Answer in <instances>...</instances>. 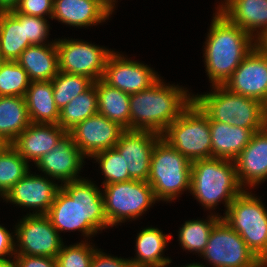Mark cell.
<instances>
[{
    "label": "cell",
    "mask_w": 267,
    "mask_h": 267,
    "mask_svg": "<svg viewBox=\"0 0 267 267\" xmlns=\"http://www.w3.org/2000/svg\"><path fill=\"white\" fill-rule=\"evenodd\" d=\"M94 246L86 240L69 246L64 244L56 257L58 267H90Z\"/></svg>",
    "instance_id": "36"
},
{
    "label": "cell",
    "mask_w": 267,
    "mask_h": 267,
    "mask_svg": "<svg viewBox=\"0 0 267 267\" xmlns=\"http://www.w3.org/2000/svg\"><path fill=\"white\" fill-rule=\"evenodd\" d=\"M85 157L74 144L73 137L66 133L54 148L43 155L35 164L37 169L60 185L82 179L79 172L84 166Z\"/></svg>",
    "instance_id": "18"
},
{
    "label": "cell",
    "mask_w": 267,
    "mask_h": 267,
    "mask_svg": "<svg viewBox=\"0 0 267 267\" xmlns=\"http://www.w3.org/2000/svg\"><path fill=\"white\" fill-rule=\"evenodd\" d=\"M5 60L2 58V55L0 53V65L4 62Z\"/></svg>",
    "instance_id": "48"
},
{
    "label": "cell",
    "mask_w": 267,
    "mask_h": 267,
    "mask_svg": "<svg viewBox=\"0 0 267 267\" xmlns=\"http://www.w3.org/2000/svg\"><path fill=\"white\" fill-rule=\"evenodd\" d=\"M162 135L148 130L125 129L115 148L128 164L132 180L147 181L153 148Z\"/></svg>",
    "instance_id": "17"
},
{
    "label": "cell",
    "mask_w": 267,
    "mask_h": 267,
    "mask_svg": "<svg viewBox=\"0 0 267 267\" xmlns=\"http://www.w3.org/2000/svg\"><path fill=\"white\" fill-rule=\"evenodd\" d=\"M104 212L110 227L136 220L156 203L147 181L129 180L103 185Z\"/></svg>",
    "instance_id": "9"
},
{
    "label": "cell",
    "mask_w": 267,
    "mask_h": 267,
    "mask_svg": "<svg viewBox=\"0 0 267 267\" xmlns=\"http://www.w3.org/2000/svg\"><path fill=\"white\" fill-rule=\"evenodd\" d=\"M172 235L163 234L154 227L142 229L136 236V256L130 258L132 267H167L171 258L164 257V250Z\"/></svg>",
    "instance_id": "24"
},
{
    "label": "cell",
    "mask_w": 267,
    "mask_h": 267,
    "mask_svg": "<svg viewBox=\"0 0 267 267\" xmlns=\"http://www.w3.org/2000/svg\"><path fill=\"white\" fill-rule=\"evenodd\" d=\"M56 107L61 110L70 101L89 89L94 81L83 75L59 72L52 80Z\"/></svg>",
    "instance_id": "33"
},
{
    "label": "cell",
    "mask_w": 267,
    "mask_h": 267,
    "mask_svg": "<svg viewBox=\"0 0 267 267\" xmlns=\"http://www.w3.org/2000/svg\"><path fill=\"white\" fill-rule=\"evenodd\" d=\"M8 143L0 137V153L7 147Z\"/></svg>",
    "instance_id": "44"
},
{
    "label": "cell",
    "mask_w": 267,
    "mask_h": 267,
    "mask_svg": "<svg viewBox=\"0 0 267 267\" xmlns=\"http://www.w3.org/2000/svg\"><path fill=\"white\" fill-rule=\"evenodd\" d=\"M92 158L100 164L104 176L102 186L132 180L127 169L128 164L116 148L99 152Z\"/></svg>",
    "instance_id": "35"
},
{
    "label": "cell",
    "mask_w": 267,
    "mask_h": 267,
    "mask_svg": "<svg viewBox=\"0 0 267 267\" xmlns=\"http://www.w3.org/2000/svg\"><path fill=\"white\" fill-rule=\"evenodd\" d=\"M105 1L115 10L114 6L117 0H105Z\"/></svg>",
    "instance_id": "46"
},
{
    "label": "cell",
    "mask_w": 267,
    "mask_h": 267,
    "mask_svg": "<svg viewBox=\"0 0 267 267\" xmlns=\"http://www.w3.org/2000/svg\"><path fill=\"white\" fill-rule=\"evenodd\" d=\"M190 181L191 162L161 137L153 148L147 180L156 200H176L180 193L190 192Z\"/></svg>",
    "instance_id": "6"
},
{
    "label": "cell",
    "mask_w": 267,
    "mask_h": 267,
    "mask_svg": "<svg viewBox=\"0 0 267 267\" xmlns=\"http://www.w3.org/2000/svg\"><path fill=\"white\" fill-rule=\"evenodd\" d=\"M113 12L105 0H54L52 19L86 28L105 22Z\"/></svg>",
    "instance_id": "20"
},
{
    "label": "cell",
    "mask_w": 267,
    "mask_h": 267,
    "mask_svg": "<svg viewBox=\"0 0 267 267\" xmlns=\"http://www.w3.org/2000/svg\"><path fill=\"white\" fill-rule=\"evenodd\" d=\"M96 92L98 113L130 130V95L102 79L96 81Z\"/></svg>",
    "instance_id": "28"
},
{
    "label": "cell",
    "mask_w": 267,
    "mask_h": 267,
    "mask_svg": "<svg viewBox=\"0 0 267 267\" xmlns=\"http://www.w3.org/2000/svg\"><path fill=\"white\" fill-rule=\"evenodd\" d=\"M46 215L58 233L78 230L84 239L110 227L101 189L85 178L62 184Z\"/></svg>",
    "instance_id": "1"
},
{
    "label": "cell",
    "mask_w": 267,
    "mask_h": 267,
    "mask_svg": "<svg viewBox=\"0 0 267 267\" xmlns=\"http://www.w3.org/2000/svg\"><path fill=\"white\" fill-rule=\"evenodd\" d=\"M256 47L267 55V29L255 39Z\"/></svg>",
    "instance_id": "43"
},
{
    "label": "cell",
    "mask_w": 267,
    "mask_h": 267,
    "mask_svg": "<svg viewBox=\"0 0 267 267\" xmlns=\"http://www.w3.org/2000/svg\"><path fill=\"white\" fill-rule=\"evenodd\" d=\"M15 254L56 258L64 242L46 214H27L14 230Z\"/></svg>",
    "instance_id": "12"
},
{
    "label": "cell",
    "mask_w": 267,
    "mask_h": 267,
    "mask_svg": "<svg viewBox=\"0 0 267 267\" xmlns=\"http://www.w3.org/2000/svg\"><path fill=\"white\" fill-rule=\"evenodd\" d=\"M223 86L267 107V55L255 46Z\"/></svg>",
    "instance_id": "14"
},
{
    "label": "cell",
    "mask_w": 267,
    "mask_h": 267,
    "mask_svg": "<svg viewBox=\"0 0 267 267\" xmlns=\"http://www.w3.org/2000/svg\"><path fill=\"white\" fill-rule=\"evenodd\" d=\"M47 18L25 15V39L31 45L47 44L50 25Z\"/></svg>",
    "instance_id": "37"
},
{
    "label": "cell",
    "mask_w": 267,
    "mask_h": 267,
    "mask_svg": "<svg viewBox=\"0 0 267 267\" xmlns=\"http://www.w3.org/2000/svg\"><path fill=\"white\" fill-rule=\"evenodd\" d=\"M247 190L235 197L222 218L267 267V209L260 198Z\"/></svg>",
    "instance_id": "7"
},
{
    "label": "cell",
    "mask_w": 267,
    "mask_h": 267,
    "mask_svg": "<svg viewBox=\"0 0 267 267\" xmlns=\"http://www.w3.org/2000/svg\"><path fill=\"white\" fill-rule=\"evenodd\" d=\"M31 46L25 39V15L0 12V53L5 61H16L21 53Z\"/></svg>",
    "instance_id": "27"
},
{
    "label": "cell",
    "mask_w": 267,
    "mask_h": 267,
    "mask_svg": "<svg viewBox=\"0 0 267 267\" xmlns=\"http://www.w3.org/2000/svg\"><path fill=\"white\" fill-rule=\"evenodd\" d=\"M201 256L213 267H266L223 218L211 230Z\"/></svg>",
    "instance_id": "10"
},
{
    "label": "cell",
    "mask_w": 267,
    "mask_h": 267,
    "mask_svg": "<svg viewBox=\"0 0 267 267\" xmlns=\"http://www.w3.org/2000/svg\"><path fill=\"white\" fill-rule=\"evenodd\" d=\"M59 70L83 75L94 82L102 79L107 59L113 50L78 39H56Z\"/></svg>",
    "instance_id": "11"
},
{
    "label": "cell",
    "mask_w": 267,
    "mask_h": 267,
    "mask_svg": "<svg viewBox=\"0 0 267 267\" xmlns=\"http://www.w3.org/2000/svg\"><path fill=\"white\" fill-rule=\"evenodd\" d=\"M24 98L31 123L58 124L59 109L55 105L51 81L31 82Z\"/></svg>",
    "instance_id": "26"
},
{
    "label": "cell",
    "mask_w": 267,
    "mask_h": 267,
    "mask_svg": "<svg viewBox=\"0 0 267 267\" xmlns=\"http://www.w3.org/2000/svg\"><path fill=\"white\" fill-rule=\"evenodd\" d=\"M54 0H20L17 13L52 19Z\"/></svg>",
    "instance_id": "38"
},
{
    "label": "cell",
    "mask_w": 267,
    "mask_h": 267,
    "mask_svg": "<svg viewBox=\"0 0 267 267\" xmlns=\"http://www.w3.org/2000/svg\"><path fill=\"white\" fill-rule=\"evenodd\" d=\"M30 83L27 72L16 61L0 65V96L24 97Z\"/></svg>",
    "instance_id": "34"
},
{
    "label": "cell",
    "mask_w": 267,
    "mask_h": 267,
    "mask_svg": "<svg viewBox=\"0 0 267 267\" xmlns=\"http://www.w3.org/2000/svg\"><path fill=\"white\" fill-rule=\"evenodd\" d=\"M48 176L29 171L3 197L6 202L23 208H33L29 214H47L61 185Z\"/></svg>",
    "instance_id": "16"
},
{
    "label": "cell",
    "mask_w": 267,
    "mask_h": 267,
    "mask_svg": "<svg viewBox=\"0 0 267 267\" xmlns=\"http://www.w3.org/2000/svg\"><path fill=\"white\" fill-rule=\"evenodd\" d=\"M31 124L21 96H0V137L11 144Z\"/></svg>",
    "instance_id": "29"
},
{
    "label": "cell",
    "mask_w": 267,
    "mask_h": 267,
    "mask_svg": "<svg viewBox=\"0 0 267 267\" xmlns=\"http://www.w3.org/2000/svg\"><path fill=\"white\" fill-rule=\"evenodd\" d=\"M90 267H132V265L129 258L112 257L96 248Z\"/></svg>",
    "instance_id": "41"
},
{
    "label": "cell",
    "mask_w": 267,
    "mask_h": 267,
    "mask_svg": "<svg viewBox=\"0 0 267 267\" xmlns=\"http://www.w3.org/2000/svg\"><path fill=\"white\" fill-rule=\"evenodd\" d=\"M183 86L158 79L150 87L130 95V130H148L162 135L193 102Z\"/></svg>",
    "instance_id": "3"
},
{
    "label": "cell",
    "mask_w": 267,
    "mask_h": 267,
    "mask_svg": "<svg viewBox=\"0 0 267 267\" xmlns=\"http://www.w3.org/2000/svg\"><path fill=\"white\" fill-rule=\"evenodd\" d=\"M30 165L17 150L8 144L0 153V196L6 193L29 171Z\"/></svg>",
    "instance_id": "32"
},
{
    "label": "cell",
    "mask_w": 267,
    "mask_h": 267,
    "mask_svg": "<svg viewBox=\"0 0 267 267\" xmlns=\"http://www.w3.org/2000/svg\"><path fill=\"white\" fill-rule=\"evenodd\" d=\"M67 132L58 124L31 123L12 143L23 159L34 165L49 153Z\"/></svg>",
    "instance_id": "21"
},
{
    "label": "cell",
    "mask_w": 267,
    "mask_h": 267,
    "mask_svg": "<svg viewBox=\"0 0 267 267\" xmlns=\"http://www.w3.org/2000/svg\"><path fill=\"white\" fill-rule=\"evenodd\" d=\"M212 90L207 94H193V101L210 122L247 128L253 133L267 125V107L260 101L235 94L223 85H214Z\"/></svg>",
    "instance_id": "5"
},
{
    "label": "cell",
    "mask_w": 267,
    "mask_h": 267,
    "mask_svg": "<svg viewBox=\"0 0 267 267\" xmlns=\"http://www.w3.org/2000/svg\"><path fill=\"white\" fill-rule=\"evenodd\" d=\"M222 218L218 213H211L207 220H188L182 224L178 231V241L182 246V249L190 252L198 253V256L202 254L214 225Z\"/></svg>",
    "instance_id": "31"
},
{
    "label": "cell",
    "mask_w": 267,
    "mask_h": 267,
    "mask_svg": "<svg viewBox=\"0 0 267 267\" xmlns=\"http://www.w3.org/2000/svg\"><path fill=\"white\" fill-rule=\"evenodd\" d=\"M0 267H15L12 263L0 264Z\"/></svg>",
    "instance_id": "47"
},
{
    "label": "cell",
    "mask_w": 267,
    "mask_h": 267,
    "mask_svg": "<svg viewBox=\"0 0 267 267\" xmlns=\"http://www.w3.org/2000/svg\"><path fill=\"white\" fill-rule=\"evenodd\" d=\"M155 72L148 65L113 51L107 59L102 80L131 95L150 87L161 78Z\"/></svg>",
    "instance_id": "13"
},
{
    "label": "cell",
    "mask_w": 267,
    "mask_h": 267,
    "mask_svg": "<svg viewBox=\"0 0 267 267\" xmlns=\"http://www.w3.org/2000/svg\"><path fill=\"white\" fill-rule=\"evenodd\" d=\"M190 162L212 157L210 120L193 101L162 134Z\"/></svg>",
    "instance_id": "8"
},
{
    "label": "cell",
    "mask_w": 267,
    "mask_h": 267,
    "mask_svg": "<svg viewBox=\"0 0 267 267\" xmlns=\"http://www.w3.org/2000/svg\"><path fill=\"white\" fill-rule=\"evenodd\" d=\"M243 190L237 178L234 160L211 157L191 162L189 193L205 210L214 211V207L222 201L226 213L230 203Z\"/></svg>",
    "instance_id": "4"
},
{
    "label": "cell",
    "mask_w": 267,
    "mask_h": 267,
    "mask_svg": "<svg viewBox=\"0 0 267 267\" xmlns=\"http://www.w3.org/2000/svg\"><path fill=\"white\" fill-rule=\"evenodd\" d=\"M12 234L4 226L0 225V264L12 263L11 258L15 255L16 244L15 235Z\"/></svg>",
    "instance_id": "40"
},
{
    "label": "cell",
    "mask_w": 267,
    "mask_h": 267,
    "mask_svg": "<svg viewBox=\"0 0 267 267\" xmlns=\"http://www.w3.org/2000/svg\"><path fill=\"white\" fill-rule=\"evenodd\" d=\"M16 62L27 72L31 82L51 81L60 72L56 39L28 46Z\"/></svg>",
    "instance_id": "23"
},
{
    "label": "cell",
    "mask_w": 267,
    "mask_h": 267,
    "mask_svg": "<svg viewBox=\"0 0 267 267\" xmlns=\"http://www.w3.org/2000/svg\"><path fill=\"white\" fill-rule=\"evenodd\" d=\"M180 267H206V266L196 262V263H190V264H187L185 266H180Z\"/></svg>",
    "instance_id": "45"
},
{
    "label": "cell",
    "mask_w": 267,
    "mask_h": 267,
    "mask_svg": "<svg viewBox=\"0 0 267 267\" xmlns=\"http://www.w3.org/2000/svg\"><path fill=\"white\" fill-rule=\"evenodd\" d=\"M212 157L234 160L249 144L250 129L231 126L222 122H210Z\"/></svg>",
    "instance_id": "25"
},
{
    "label": "cell",
    "mask_w": 267,
    "mask_h": 267,
    "mask_svg": "<svg viewBox=\"0 0 267 267\" xmlns=\"http://www.w3.org/2000/svg\"><path fill=\"white\" fill-rule=\"evenodd\" d=\"M20 0H0V12H10L15 10Z\"/></svg>",
    "instance_id": "42"
},
{
    "label": "cell",
    "mask_w": 267,
    "mask_h": 267,
    "mask_svg": "<svg viewBox=\"0 0 267 267\" xmlns=\"http://www.w3.org/2000/svg\"><path fill=\"white\" fill-rule=\"evenodd\" d=\"M221 3L216 10L254 39L267 29V0H224Z\"/></svg>",
    "instance_id": "22"
},
{
    "label": "cell",
    "mask_w": 267,
    "mask_h": 267,
    "mask_svg": "<svg viewBox=\"0 0 267 267\" xmlns=\"http://www.w3.org/2000/svg\"><path fill=\"white\" fill-rule=\"evenodd\" d=\"M213 19L203 50L206 72L211 86L224 85L242 60L256 46L255 39L218 10Z\"/></svg>",
    "instance_id": "2"
},
{
    "label": "cell",
    "mask_w": 267,
    "mask_h": 267,
    "mask_svg": "<svg viewBox=\"0 0 267 267\" xmlns=\"http://www.w3.org/2000/svg\"><path fill=\"white\" fill-rule=\"evenodd\" d=\"M12 264L15 267H58L56 258L24 254H15Z\"/></svg>",
    "instance_id": "39"
},
{
    "label": "cell",
    "mask_w": 267,
    "mask_h": 267,
    "mask_svg": "<svg viewBox=\"0 0 267 267\" xmlns=\"http://www.w3.org/2000/svg\"><path fill=\"white\" fill-rule=\"evenodd\" d=\"M98 113L96 82L59 110L58 125L67 133L78 123Z\"/></svg>",
    "instance_id": "30"
},
{
    "label": "cell",
    "mask_w": 267,
    "mask_h": 267,
    "mask_svg": "<svg viewBox=\"0 0 267 267\" xmlns=\"http://www.w3.org/2000/svg\"><path fill=\"white\" fill-rule=\"evenodd\" d=\"M241 187L254 188L267 179V125L255 132L249 144L234 159Z\"/></svg>",
    "instance_id": "19"
},
{
    "label": "cell",
    "mask_w": 267,
    "mask_h": 267,
    "mask_svg": "<svg viewBox=\"0 0 267 267\" xmlns=\"http://www.w3.org/2000/svg\"><path fill=\"white\" fill-rule=\"evenodd\" d=\"M124 130L118 123L97 113L78 123L68 133L82 155L92 159L99 152L115 148Z\"/></svg>",
    "instance_id": "15"
}]
</instances>
